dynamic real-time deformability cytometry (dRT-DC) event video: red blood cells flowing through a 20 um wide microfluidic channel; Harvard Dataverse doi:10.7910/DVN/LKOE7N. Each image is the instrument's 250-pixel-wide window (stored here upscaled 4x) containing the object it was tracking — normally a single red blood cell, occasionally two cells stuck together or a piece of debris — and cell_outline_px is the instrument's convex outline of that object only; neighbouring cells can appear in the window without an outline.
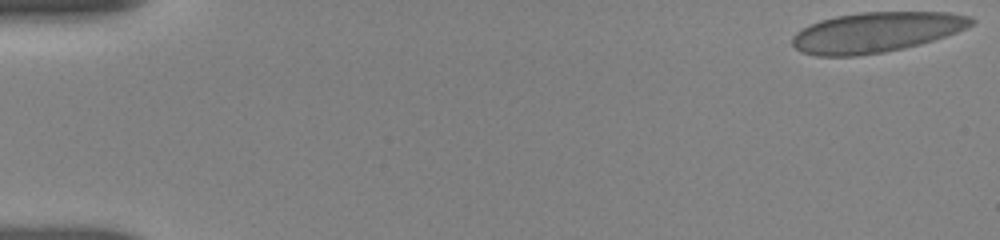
{"species": "human", "species_latin": "Homo sapiens", "temperature_condition": "room temperature", "stored_images_in_passage": 17, "camera_frame_rate_fps": 3000, "um_per_image_px": 0.085, "donor": {"sex": "female"}, "frame": {"image": 1, "passage_image": 1, "time_ms": 0.0, "image_size_px": [1000, 240], "cell_outline_px": [[976, 20], [972, 24], [956, 32], [920, 44], [904, 48], [884, 52], [856, 56], [816, 56], [800, 52], [792, 44], [792, 36], [796, 32], [808, 24], [820, 20], [836, 16], [860, 12], [948, 12], [972, 16]], "centroid_in_image_um": [74.44, 2.74], "position_along_channel_um": 10.6, "area_um2": 42.02}}
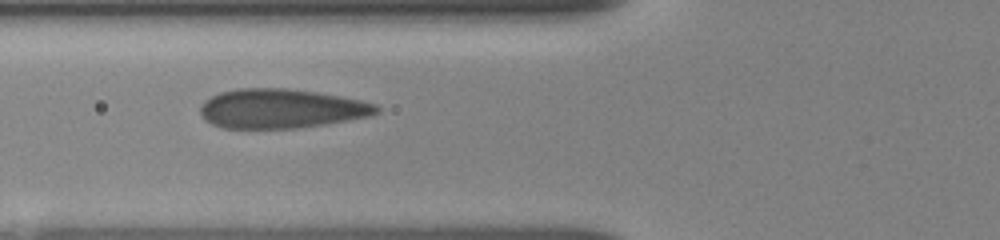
{"frame": {"image": 2, "passage_image": 13, "time_ms": 6.333, "image_size_px": [1000, 240], "cell_outline_px": [[380, 112], [372, 116], [324, 124], [296, 128], [224, 128], [212, 124], [204, 120], [200, 112], [200, 104], [204, 100], [220, 92], [240, 88], [284, 88], [316, 92], [340, 96], [360, 100], [376, 104], [380, 108]], "centroid_in_image_um": [23.89, 9.23], "position_along_channel_um": 101.9, "area_um2": 40.46}}
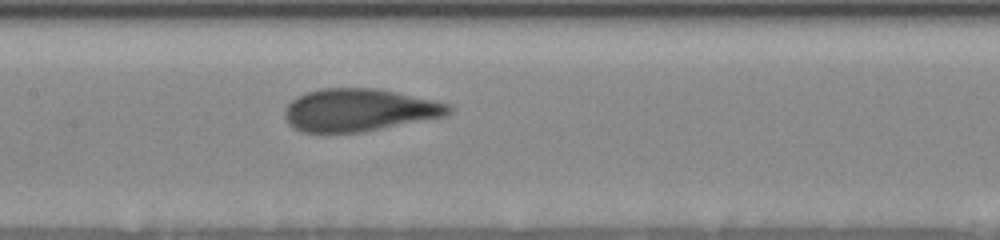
{"frame": {"image": 3, "passage_image": 17, "time_ms": 8.333, "image_size_px": [1000, 240], "cell_outline_px": [[452, 112], [444, 116], [360, 132], [304, 132], [288, 124], [284, 116], [284, 112], [288, 104], [296, 96], [304, 92], [320, 88], [380, 88], [452, 104]], "centroid_in_image_um": [30.52, 9.33], "position_along_channel_um": 176.9, "area_um2": 40.69}}